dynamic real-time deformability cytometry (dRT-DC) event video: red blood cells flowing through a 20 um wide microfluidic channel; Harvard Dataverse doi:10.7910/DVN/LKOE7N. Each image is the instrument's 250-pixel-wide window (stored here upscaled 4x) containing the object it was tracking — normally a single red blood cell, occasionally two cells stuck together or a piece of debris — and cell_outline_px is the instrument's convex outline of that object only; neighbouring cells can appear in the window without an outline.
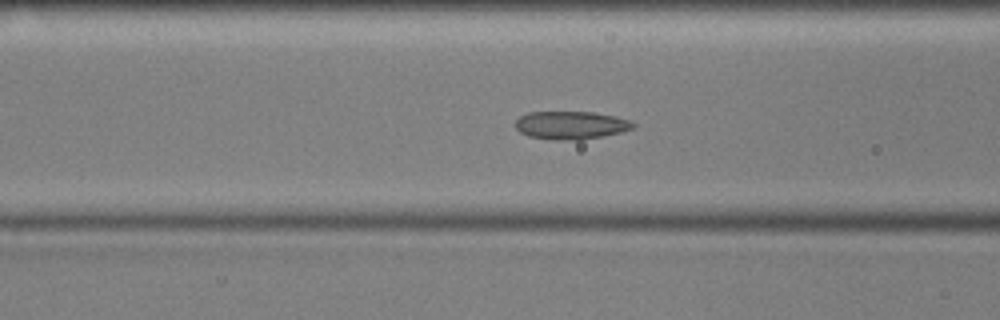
{"species": "common noctule bat (a hibernating species)", "species_latin": "Nyctalus noctula", "temperature_condition": "cold", "stored_images_in_passage": 49, "camera_frame_rate_fps": 3000, "um_per_image_px": 0.085, "animal": {"sex": "male", "body_mass_g": 17.9, "forearm_length_mm": 54.2}, "frame": {"image": 1, "passage_image": 15, "time_ms": 4.667, "image_size_px": [1000, 320], "cell_outline_px": [[636, 128], [604, 136], [580, 140], [556, 140], [528, 136], [520, 132], [516, 128], [516, 120], [520, 116], [528, 112], [592, 112], [616, 116], [632, 120], [636, 124]], "centroid_in_image_um": [48.57, 10.64], "position_along_channel_um": 118.0, "area_um2": 19.42}}
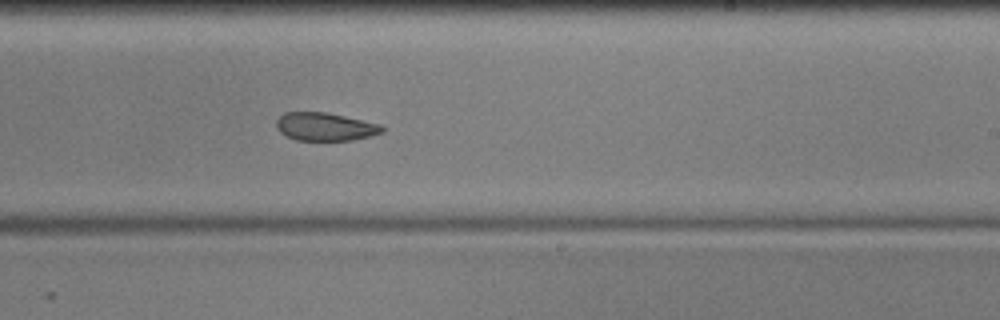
{"frame": {"image": 2, "passage_image": 27, "time_ms": 8.667, "image_size_px": [1000, 320], "cell_outline_px": [[384, 132], [352, 140], [296, 140], [280, 132], [276, 128], [276, 120], [284, 112], [324, 112], [344, 116], [380, 124], [384, 128]], "centroid_in_image_um": [27.61, 10.76], "position_along_channel_um": 261.4, "area_um2": 17.17}}
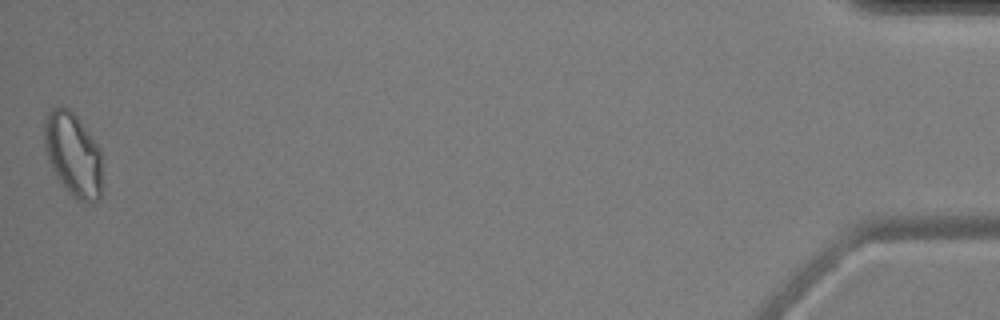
{"frame": {"image": 3, "passage_image": 49, "time_ms": 16.0, "image_size_px": [1000, 320], "cell_outline_px": [[100, 200], [96, 204], [88, 204], [76, 200], [68, 192], [56, 176], [52, 168], [44, 148], [44, 116], [52, 108], [60, 104], [68, 108], [76, 116], [100, 148]], "centroid_in_image_um": [6.19, 13.14], "position_along_channel_um": 429.0, "area_um2": 28.44}, "authors_computed_cell_mechanics": {"area_um2": 19.7676, "velocity_mm_per_s": 3.5832, "shape_relaxation_time_tau1_ms": 7.5551, "shape_relaxation_time_tau2_ms": 2.6381, "deformation_change_tau1": 0.1427, "deformation_change_tau2": 0.0809}}